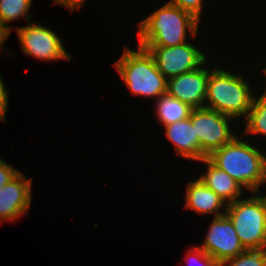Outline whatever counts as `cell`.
I'll return each instance as SVG.
<instances>
[{"label":"cell","instance_id":"6da1fadb","mask_svg":"<svg viewBox=\"0 0 266 266\" xmlns=\"http://www.w3.org/2000/svg\"><path fill=\"white\" fill-rule=\"evenodd\" d=\"M207 158L252 193L266 183V155L238 136Z\"/></svg>","mask_w":266,"mask_h":266},{"label":"cell","instance_id":"7a4b0ae2","mask_svg":"<svg viewBox=\"0 0 266 266\" xmlns=\"http://www.w3.org/2000/svg\"><path fill=\"white\" fill-rule=\"evenodd\" d=\"M199 20L171 3H166L139 22L138 46L173 47L187 42V31L197 36Z\"/></svg>","mask_w":266,"mask_h":266},{"label":"cell","instance_id":"3957f363","mask_svg":"<svg viewBox=\"0 0 266 266\" xmlns=\"http://www.w3.org/2000/svg\"><path fill=\"white\" fill-rule=\"evenodd\" d=\"M255 95L242 75L222 68L209 69L205 107L219 111L234 119L247 118Z\"/></svg>","mask_w":266,"mask_h":266},{"label":"cell","instance_id":"277c9868","mask_svg":"<svg viewBox=\"0 0 266 266\" xmlns=\"http://www.w3.org/2000/svg\"><path fill=\"white\" fill-rule=\"evenodd\" d=\"M114 67L134 96L157 99L167 93V79L158 70L149 52L140 46L138 50L125 48Z\"/></svg>","mask_w":266,"mask_h":266},{"label":"cell","instance_id":"5b68a950","mask_svg":"<svg viewBox=\"0 0 266 266\" xmlns=\"http://www.w3.org/2000/svg\"><path fill=\"white\" fill-rule=\"evenodd\" d=\"M226 215L246 250L266 248V195L254 192L249 198L238 199L227 205Z\"/></svg>","mask_w":266,"mask_h":266},{"label":"cell","instance_id":"8992f818","mask_svg":"<svg viewBox=\"0 0 266 266\" xmlns=\"http://www.w3.org/2000/svg\"><path fill=\"white\" fill-rule=\"evenodd\" d=\"M198 136L199 147L208 157L214 150L230 143L237 134L232 133L229 126L230 116L221 114L219 111L207 107L192 109L189 116Z\"/></svg>","mask_w":266,"mask_h":266},{"label":"cell","instance_id":"52a82bcc","mask_svg":"<svg viewBox=\"0 0 266 266\" xmlns=\"http://www.w3.org/2000/svg\"><path fill=\"white\" fill-rule=\"evenodd\" d=\"M153 57L158 70L168 80L206 64L207 56L190 42L173 47L140 46Z\"/></svg>","mask_w":266,"mask_h":266},{"label":"cell","instance_id":"ba28073f","mask_svg":"<svg viewBox=\"0 0 266 266\" xmlns=\"http://www.w3.org/2000/svg\"><path fill=\"white\" fill-rule=\"evenodd\" d=\"M16 32L22 51L38 60L53 61L59 59L71 60V54L65 50L58 35L51 29L39 23L17 27Z\"/></svg>","mask_w":266,"mask_h":266},{"label":"cell","instance_id":"9c48e42d","mask_svg":"<svg viewBox=\"0 0 266 266\" xmlns=\"http://www.w3.org/2000/svg\"><path fill=\"white\" fill-rule=\"evenodd\" d=\"M198 247L222 264L246 250L226 214L213 219L203 244Z\"/></svg>","mask_w":266,"mask_h":266},{"label":"cell","instance_id":"30bf717a","mask_svg":"<svg viewBox=\"0 0 266 266\" xmlns=\"http://www.w3.org/2000/svg\"><path fill=\"white\" fill-rule=\"evenodd\" d=\"M204 64L195 70L167 80V93L190 107H205L209 69Z\"/></svg>","mask_w":266,"mask_h":266},{"label":"cell","instance_id":"8fae6325","mask_svg":"<svg viewBox=\"0 0 266 266\" xmlns=\"http://www.w3.org/2000/svg\"><path fill=\"white\" fill-rule=\"evenodd\" d=\"M32 181L19 172L6 185L0 187V222L15 221L27 214L32 199Z\"/></svg>","mask_w":266,"mask_h":266},{"label":"cell","instance_id":"7c38bea8","mask_svg":"<svg viewBox=\"0 0 266 266\" xmlns=\"http://www.w3.org/2000/svg\"><path fill=\"white\" fill-rule=\"evenodd\" d=\"M184 198L186 200L184 207L198 214L215 213L214 218L226 214L227 204L199 178L187 184ZM221 208L223 211H220Z\"/></svg>","mask_w":266,"mask_h":266},{"label":"cell","instance_id":"4fadbf2b","mask_svg":"<svg viewBox=\"0 0 266 266\" xmlns=\"http://www.w3.org/2000/svg\"><path fill=\"white\" fill-rule=\"evenodd\" d=\"M167 138L174 144L176 154L196 161H201L207 156L201 151L198 136L190 118L164 126Z\"/></svg>","mask_w":266,"mask_h":266},{"label":"cell","instance_id":"5bb4252c","mask_svg":"<svg viewBox=\"0 0 266 266\" xmlns=\"http://www.w3.org/2000/svg\"><path fill=\"white\" fill-rule=\"evenodd\" d=\"M201 162L207 164L206 173L199 179L228 205L238 200L245 189L239 182L229 176L225 171L215 166L208 158Z\"/></svg>","mask_w":266,"mask_h":266},{"label":"cell","instance_id":"9a60e30c","mask_svg":"<svg viewBox=\"0 0 266 266\" xmlns=\"http://www.w3.org/2000/svg\"><path fill=\"white\" fill-rule=\"evenodd\" d=\"M155 102L156 116L163 126L189 118L192 107L170 96L168 93L160 95Z\"/></svg>","mask_w":266,"mask_h":266},{"label":"cell","instance_id":"2e32d148","mask_svg":"<svg viewBox=\"0 0 266 266\" xmlns=\"http://www.w3.org/2000/svg\"><path fill=\"white\" fill-rule=\"evenodd\" d=\"M245 122L247 125L245 126L244 135L247 133L248 135L266 136V90L259 98L258 96L257 98L254 97L252 108Z\"/></svg>","mask_w":266,"mask_h":266},{"label":"cell","instance_id":"e0dca14e","mask_svg":"<svg viewBox=\"0 0 266 266\" xmlns=\"http://www.w3.org/2000/svg\"><path fill=\"white\" fill-rule=\"evenodd\" d=\"M31 3L32 0H0V22L10 34L13 27L6 23L18 20L20 17L29 21L32 18L28 13Z\"/></svg>","mask_w":266,"mask_h":266},{"label":"cell","instance_id":"ac0fdd59","mask_svg":"<svg viewBox=\"0 0 266 266\" xmlns=\"http://www.w3.org/2000/svg\"><path fill=\"white\" fill-rule=\"evenodd\" d=\"M222 266H266V248L244 250L236 257L226 260Z\"/></svg>","mask_w":266,"mask_h":266},{"label":"cell","instance_id":"d6986e66","mask_svg":"<svg viewBox=\"0 0 266 266\" xmlns=\"http://www.w3.org/2000/svg\"><path fill=\"white\" fill-rule=\"evenodd\" d=\"M186 255V258L188 259L186 261L187 263L190 262V264H193L194 262H199L200 266H222V263L212 258L202 248H199L198 245L195 247L193 246V248L189 249ZM191 261L193 263H191Z\"/></svg>","mask_w":266,"mask_h":266},{"label":"cell","instance_id":"ffe728a7","mask_svg":"<svg viewBox=\"0 0 266 266\" xmlns=\"http://www.w3.org/2000/svg\"><path fill=\"white\" fill-rule=\"evenodd\" d=\"M203 1L204 0H170L168 3L178 6L200 21Z\"/></svg>","mask_w":266,"mask_h":266},{"label":"cell","instance_id":"44dd1931","mask_svg":"<svg viewBox=\"0 0 266 266\" xmlns=\"http://www.w3.org/2000/svg\"><path fill=\"white\" fill-rule=\"evenodd\" d=\"M19 173V170L5 163L0 157V187L6 185L13 177Z\"/></svg>","mask_w":266,"mask_h":266},{"label":"cell","instance_id":"7402d4cb","mask_svg":"<svg viewBox=\"0 0 266 266\" xmlns=\"http://www.w3.org/2000/svg\"><path fill=\"white\" fill-rule=\"evenodd\" d=\"M8 96H9L8 90H6L0 74V121H6Z\"/></svg>","mask_w":266,"mask_h":266},{"label":"cell","instance_id":"603a6c76","mask_svg":"<svg viewBox=\"0 0 266 266\" xmlns=\"http://www.w3.org/2000/svg\"><path fill=\"white\" fill-rule=\"evenodd\" d=\"M84 1L85 0H54V4H60L73 11V9H80Z\"/></svg>","mask_w":266,"mask_h":266},{"label":"cell","instance_id":"cb8c5ba5","mask_svg":"<svg viewBox=\"0 0 266 266\" xmlns=\"http://www.w3.org/2000/svg\"><path fill=\"white\" fill-rule=\"evenodd\" d=\"M10 33L3 27L0 22V49L2 51L3 43L8 39Z\"/></svg>","mask_w":266,"mask_h":266}]
</instances>
